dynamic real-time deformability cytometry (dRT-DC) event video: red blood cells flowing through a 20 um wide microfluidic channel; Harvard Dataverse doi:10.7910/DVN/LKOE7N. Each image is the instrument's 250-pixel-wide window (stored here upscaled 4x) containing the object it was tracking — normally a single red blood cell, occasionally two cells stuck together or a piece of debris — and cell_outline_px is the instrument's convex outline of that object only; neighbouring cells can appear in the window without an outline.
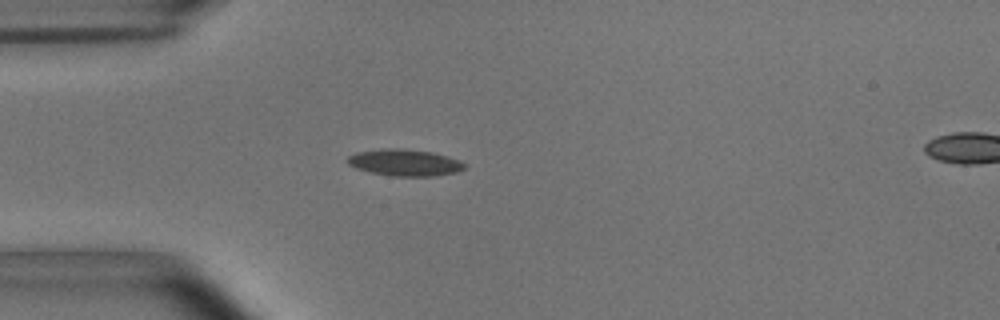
{"species": "common noctule bat (a hibernating species)", "species_latin": "Nyctalus noctula", "temperature_condition": "room temperature", "stored_images_in_passage": 5, "camera_frame_rate_fps": 3000, "um_per_image_px": 0.085, "animal": {"sex": "male", "body_mass_g": 15.6}, "frame": {"image": 1, "passage_image": 1, "time_ms": 0.0, "image_size_px": [1000, 320], "cell_outline_px": [[464, 168], [456, 172], [432, 176], [392, 176], [372, 172], [356, 168], [348, 164], [344, 160], [348, 156], [356, 152], [384, 148], [404, 148], [432, 152], [460, 160], [464, 164]], "centroid_in_image_um": [34.35, 13.81], "position_along_channel_um": 50.6, "area_um2": 18.15}}